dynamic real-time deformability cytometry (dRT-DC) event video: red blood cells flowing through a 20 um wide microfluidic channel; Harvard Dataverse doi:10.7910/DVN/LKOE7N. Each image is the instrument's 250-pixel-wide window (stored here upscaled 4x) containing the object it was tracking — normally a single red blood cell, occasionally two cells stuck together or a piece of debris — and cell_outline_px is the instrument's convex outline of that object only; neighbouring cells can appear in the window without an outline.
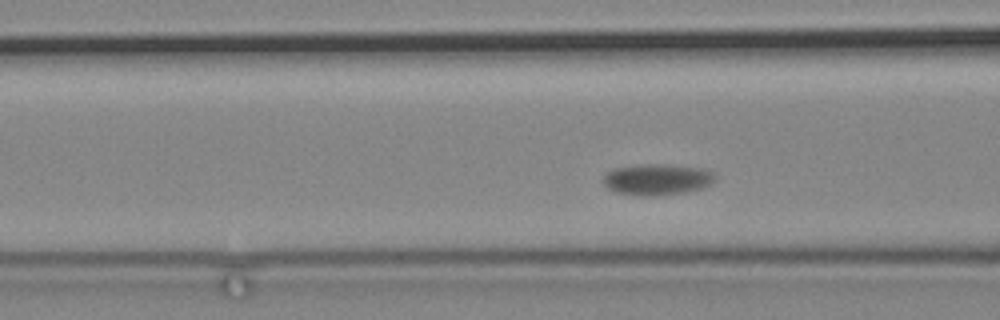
{"species": "common noctule bat (a hibernating species)", "species_latin": "Nyctalus noctula", "temperature_condition": "cold", "stored_images_in_passage": 50, "camera_frame_rate_fps": 3000, "um_per_image_px": 0.085, "animal": {"sex": "male", "body_mass_g": 19.2, "forearm_length_mm": 51.8}, "frame": {"image": 1, "passage_image": 7, "time_ms": 2.0, "image_size_px": [1000, 320], "cell_outline_px": [[716, 180], [712, 184], [700, 188], [684, 192], [656, 196], [640, 196], [616, 192], [608, 188], [600, 180], [612, 168], [640, 164], [664, 164], [700, 168], [712, 172], [716, 176]], "centroid_in_image_um": [55.82, 15.25], "position_along_channel_um": 110.8, "area_um2": 20.46}}
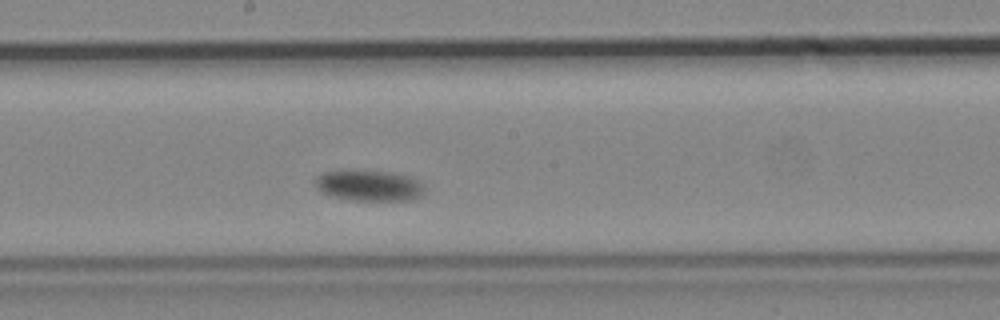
{"frame": {"image": 2, "passage_image": 18, "time_ms": 5.667, "image_size_px": [1000, 320], "cell_outline_px": [[424, 188], [420, 196], [408, 200], [352, 200], [328, 196], [320, 192], [316, 188], [312, 180], [316, 176], [324, 172], [384, 172], [408, 176], [416, 180]], "centroid_in_image_um": [31.27, 15.81], "position_along_channel_um": 216.9, "area_um2": 19.13}}
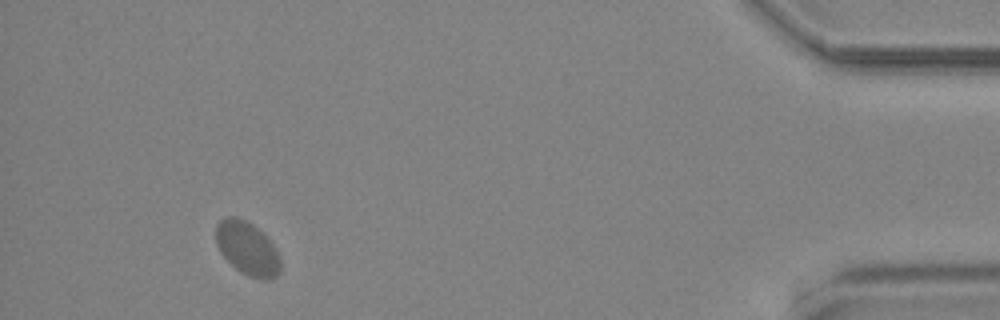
{"frame": {"image": 3, "passage_image": 45, "time_ms": 14.667, "image_size_px": [1000, 320], "cell_outline_px": [[280, 272], [276, 276], [268, 280], [260, 280], [248, 276], [240, 272], [220, 252], [216, 244], [216, 224], [220, 220], [228, 216], [236, 216], [252, 224], [272, 244], [280, 260]], "centroid_in_image_um": [21.0, 21.13], "position_along_channel_um": 414.2, "area_um2": 19.83}}